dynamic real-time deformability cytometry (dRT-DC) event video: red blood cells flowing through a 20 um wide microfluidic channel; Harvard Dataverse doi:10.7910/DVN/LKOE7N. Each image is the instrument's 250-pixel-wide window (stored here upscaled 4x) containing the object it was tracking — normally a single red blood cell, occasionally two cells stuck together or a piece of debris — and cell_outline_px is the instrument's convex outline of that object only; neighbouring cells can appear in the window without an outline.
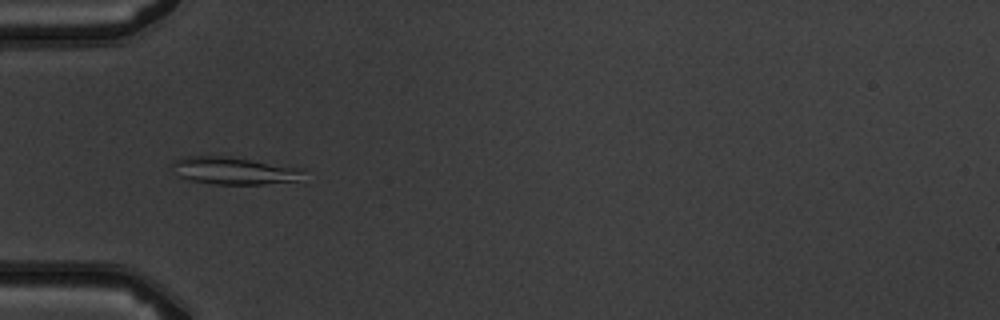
{"species": "common noctule bat (a hibernating species)", "species_latin": "Nyctalus noctula", "temperature_condition": "warm", "stored_images_in_passage": 6, "camera_frame_rate_fps": 3000, "um_per_image_px": 0.085, "animal": {"sex": "male", "body_mass_g": 19.5, "forearm_length_mm": 54.6}, "frame": {"image": 1, "passage_image": 4, "time_ms": 3.333, "image_size_px": [1000, 320], "cell_outline_px": [[304, 172], [296, 180], [264, 184], [216, 184], [188, 180], [176, 176], [172, 164], [172, 160], [188, 156], [228, 156], [304, 168]], "centroid_in_image_um": [19.83, 14.5], "position_along_channel_um": 65.2, "area_um2": 20.92}}